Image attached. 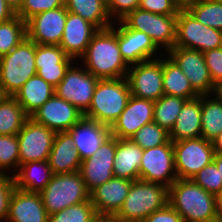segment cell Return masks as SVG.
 Segmentation results:
<instances>
[{
    "label": "cell",
    "mask_w": 222,
    "mask_h": 222,
    "mask_svg": "<svg viewBox=\"0 0 222 222\" xmlns=\"http://www.w3.org/2000/svg\"><path fill=\"white\" fill-rule=\"evenodd\" d=\"M78 62L98 79L126 78L129 66L121 56L118 32L98 30Z\"/></svg>",
    "instance_id": "1"
},
{
    "label": "cell",
    "mask_w": 222,
    "mask_h": 222,
    "mask_svg": "<svg viewBox=\"0 0 222 222\" xmlns=\"http://www.w3.org/2000/svg\"><path fill=\"white\" fill-rule=\"evenodd\" d=\"M169 205L184 222H217L215 195L208 193L192 179H177L169 187Z\"/></svg>",
    "instance_id": "2"
},
{
    "label": "cell",
    "mask_w": 222,
    "mask_h": 222,
    "mask_svg": "<svg viewBox=\"0 0 222 222\" xmlns=\"http://www.w3.org/2000/svg\"><path fill=\"white\" fill-rule=\"evenodd\" d=\"M131 97L127 78L99 79L85 119L110 127Z\"/></svg>",
    "instance_id": "3"
},
{
    "label": "cell",
    "mask_w": 222,
    "mask_h": 222,
    "mask_svg": "<svg viewBox=\"0 0 222 222\" xmlns=\"http://www.w3.org/2000/svg\"><path fill=\"white\" fill-rule=\"evenodd\" d=\"M169 204V188L143 180L133 181L115 222H141Z\"/></svg>",
    "instance_id": "4"
},
{
    "label": "cell",
    "mask_w": 222,
    "mask_h": 222,
    "mask_svg": "<svg viewBox=\"0 0 222 222\" xmlns=\"http://www.w3.org/2000/svg\"><path fill=\"white\" fill-rule=\"evenodd\" d=\"M35 42L24 38L10 53L0 57V85L5 96H14L36 74Z\"/></svg>",
    "instance_id": "5"
},
{
    "label": "cell",
    "mask_w": 222,
    "mask_h": 222,
    "mask_svg": "<svg viewBox=\"0 0 222 222\" xmlns=\"http://www.w3.org/2000/svg\"><path fill=\"white\" fill-rule=\"evenodd\" d=\"M40 195L49 215L90 200V192L79 171L53 174Z\"/></svg>",
    "instance_id": "6"
},
{
    "label": "cell",
    "mask_w": 222,
    "mask_h": 222,
    "mask_svg": "<svg viewBox=\"0 0 222 222\" xmlns=\"http://www.w3.org/2000/svg\"><path fill=\"white\" fill-rule=\"evenodd\" d=\"M120 21L127 28L146 33L164 53L175 45L177 15L154 14L137 8Z\"/></svg>",
    "instance_id": "7"
},
{
    "label": "cell",
    "mask_w": 222,
    "mask_h": 222,
    "mask_svg": "<svg viewBox=\"0 0 222 222\" xmlns=\"http://www.w3.org/2000/svg\"><path fill=\"white\" fill-rule=\"evenodd\" d=\"M177 47L206 52L222 47V31L200 23L185 7L177 14Z\"/></svg>",
    "instance_id": "8"
},
{
    "label": "cell",
    "mask_w": 222,
    "mask_h": 222,
    "mask_svg": "<svg viewBox=\"0 0 222 222\" xmlns=\"http://www.w3.org/2000/svg\"><path fill=\"white\" fill-rule=\"evenodd\" d=\"M98 80L78 61H75L55 87V94L84 114L89 109Z\"/></svg>",
    "instance_id": "9"
},
{
    "label": "cell",
    "mask_w": 222,
    "mask_h": 222,
    "mask_svg": "<svg viewBox=\"0 0 222 222\" xmlns=\"http://www.w3.org/2000/svg\"><path fill=\"white\" fill-rule=\"evenodd\" d=\"M177 179H191L214 160L211 141L202 137L172 142Z\"/></svg>",
    "instance_id": "10"
},
{
    "label": "cell",
    "mask_w": 222,
    "mask_h": 222,
    "mask_svg": "<svg viewBox=\"0 0 222 222\" xmlns=\"http://www.w3.org/2000/svg\"><path fill=\"white\" fill-rule=\"evenodd\" d=\"M139 179L170 187L177 180L172 141L143 150Z\"/></svg>",
    "instance_id": "11"
},
{
    "label": "cell",
    "mask_w": 222,
    "mask_h": 222,
    "mask_svg": "<svg viewBox=\"0 0 222 222\" xmlns=\"http://www.w3.org/2000/svg\"><path fill=\"white\" fill-rule=\"evenodd\" d=\"M126 78L132 96L157 101L164 95L162 56L129 66Z\"/></svg>",
    "instance_id": "12"
},
{
    "label": "cell",
    "mask_w": 222,
    "mask_h": 222,
    "mask_svg": "<svg viewBox=\"0 0 222 222\" xmlns=\"http://www.w3.org/2000/svg\"><path fill=\"white\" fill-rule=\"evenodd\" d=\"M55 134L29 117L17 134L20 165L30 161L48 160Z\"/></svg>",
    "instance_id": "13"
},
{
    "label": "cell",
    "mask_w": 222,
    "mask_h": 222,
    "mask_svg": "<svg viewBox=\"0 0 222 222\" xmlns=\"http://www.w3.org/2000/svg\"><path fill=\"white\" fill-rule=\"evenodd\" d=\"M166 54L177 63L199 96L214 93L215 85L205 63L203 52L174 46Z\"/></svg>",
    "instance_id": "14"
},
{
    "label": "cell",
    "mask_w": 222,
    "mask_h": 222,
    "mask_svg": "<svg viewBox=\"0 0 222 222\" xmlns=\"http://www.w3.org/2000/svg\"><path fill=\"white\" fill-rule=\"evenodd\" d=\"M112 27L118 32L120 53L128 66L156 59L164 54L146 33L127 28L121 21L114 22Z\"/></svg>",
    "instance_id": "15"
},
{
    "label": "cell",
    "mask_w": 222,
    "mask_h": 222,
    "mask_svg": "<svg viewBox=\"0 0 222 222\" xmlns=\"http://www.w3.org/2000/svg\"><path fill=\"white\" fill-rule=\"evenodd\" d=\"M116 152V137L109 135L96 155L82 160L80 174L89 192L114 177L113 165Z\"/></svg>",
    "instance_id": "16"
},
{
    "label": "cell",
    "mask_w": 222,
    "mask_h": 222,
    "mask_svg": "<svg viewBox=\"0 0 222 222\" xmlns=\"http://www.w3.org/2000/svg\"><path fill=\"white\" fill-rule=\"evenodd\" d=\"M30 118L59 133L69 131L84 115L74 105L54 94Z\"/></svg>",
    "instance_id": "17"
},
{
    "label": "cell",
    "mask_w": 222,
    "mask_h": 222,
    "mask_svg": "<svg viewBox=\"0 0 222 222\" xmlns=\"http://www.w3.org/2000/svg\"><path fill=\"white\" fill-rule=\"evenodd\" d=\"M66 18L65 6L34 15L26 21V37L36 44L59 46Z\"/></svg>",
    "instance_id": "18"
},
{
    "label": "cell",
    "mask_w": 222,
    "mask_h": 222,
    "mask_svg": "<svg viewBox=\"0 0 222 222\" xmlns=\"http://www.w3.org/2000/svg\"><path fill=\"white\" fill-rule=\"evenodd\" d=\"M154 101L130 97L120 116L109 127L110 135L119 139H130L142 126L153 122Z\"/></svg>",
    "instance_id": "19"
},
{
    "label": "cell",
    "mask_w": 222,
    "mask_h": 222,
    "mask_svg": "<svg viewBox=\"0 0 222 222\" xmlns=\"http://www.w3.org/2000/svg\"><path fill=\"white\" fill-rule=\"evenodd\" d=\"M73 63L75 60L69 57L60 46L35 43L36 74L53 87L62 81Z\"/></svg>",
    "instance_id": "20"
},
{
    "label": "cell",
    "mask_w": 222,
    "mask_h": 222,
    "mask_svg": "<svg viewBox=\"0 0 222 222\" xmlns=\"http://www.w3.org/2000/svg\"><path fill=\"white\" fill-rule=\"evenodd\" d=\"M133 181L112 177L90 192L96 214L115 216L121 209Z\"/></svg>",
    "instance_id": "21"
},
{
    "label": "cell",
    "mask_w": 222,
    "mask_h": 222,
    "mask_svg": "<svg viewBox=\"0 0 222 222\" xmlns=\"http://www.w3.org/2000/svg\"><path fill=\"white\" fill-rule=\"evenodd\" d=\"M97 31L93 24L67 11L64 33L59 46L69 57L78 61Z\"/></svg>",
    "instance_id": "22"
},
{
    "label": "cell",
    "mask_w": 222,
    "mask_h": 222,
    "mask_svg": "<svg viewBox=\"0 0 222 222\" xmlns=\"http://www.w3.org/2000/svg\"><path fill=\"white\" fill-rule=\"evenodd\" d=\"M48 219L40 193L13 190L6 222H48Z\"/></svg>",
    "instance_id": "23"
},
{
    "label": "cell",
    "mask_w": 222,
    "mask_h": 222,
    "mask_svg": "<svg viewBox=\"0 0 222 222\" xmlns=\"http://www.w3.org/2000/svg\"><path fill=\"white\" fill-rule=\"evenodd\" d=\"M82 159L75 149L71 134L59 132L55 134L48 163L53 174L74 173L80 170Z\"/></svg>",
    "instance_id": "24"
},
{
    "label": "cell",
    "mask_w": 222,
    "mask_h": 222,
    "mask_svg": "<svg viewBox=\"0 0 222 222\" xmlns=\"http://www.w3.org/2000/svg\"><path fill=\"white\" fill-rule=\"evenodd\" d=\"M81 159L96 155L103 141L110 135L109 127L83 118L68 131Z\"/></svg>",
    "instance_id": "25"
},
{
    "label": "cell",
    "mask_w": 222,
    "mask_h": 222,
    "mask_svg": "<svg viewBox=\"0 0 222 222\" xmlns=\"http://www.w3.org/2000/svg\"><path fill=\"white\" fill-rule=\"evenodd\" d=\"M201 95L187 100L181 108L177 120L169 132L172 142L201 137Z\"/></svg>",
    "instance_id": "26"
},
{
    "label": "cell",
    "mask_w": 222,
    "mask_h": 222,
    "mask_svg": "<svg viewBox=\"0 0 222 222\" xmlns=\"http://www.w3.org/2000/svg\"><path fill=\"white\" fill-rule=\"evenodd\" d=\"M143 150L130 139L116 138V152L113 165L114 177L130 181L139 180V167Z\"/></svg>",
    "instance_id": "27"
},
{
    "label": "cell",
    "mask_w": 222,
    "mask_h": 222,
    "mask_svg": "<svg viewBox=\"0 0 222 222\" xmlns=\"http://www.w3.org/2000/svg\"><path fill=\"white\" fill-rule=\"evenodd\" d=\"M53 176L48 160L21 164L13 175L15 188L40 193Z\"/></svg>",
    "instance_id": "28"
},
{
    "label": "cell",
    "mask_w": 222,
    "mask_h": 222,
    "mask_svg": "<svg viewBox=\"0 0 222 222\" xmlns=\"http://www.w3.org/2000/svg\"><path fill=\"white\" fill-rule=\"evenodd\" d=\"M55 94V87L35 74L13 96L30 117Z\"/></svg>",
    "instance_id": "29"
},
{
    "label": "cell",
    "mask_w": 222,
    "mask_h": 222,
    "mask_svg": "<svg viewBox=\"0 0 222 222\" xmlns=\"http://www.w3.org/2000/svg\"><path fill=\"white\" fill-rule=\"evenodd\" d=\"M164 95L176 96L187 100L198 98L189 79L180 67L166 53L162 55Z\"/></svg>",
    "instance_id": "30"
},
{
    "label": "cell",
    "mask_w": 222,
    "mask_h": 222,
    "mask_svg": "<svg viewBox=\"0 0 222 222\" xmlns=\"http://www.w3.org/2000/svg\"><path fill=\"white\" fill-rule=\"evenodd\" d=\"M65 8L81 16L98 30L110 28L114 23L107 11V0H65Z\"/></svg>",
    "instance_id": "31"
},
{
    "label": "cell",
    "mask_w": 222,
    "mask_h": 222,
    "mask_svg": "<svg viewBox=\"0 0 222 222\" xmlns=\"http://www.w3.org/2000/svg\"><path fill=\"white\" fill-rule=\"evenodd\" d=\"M201 137L213 141L222 131V102L214 95H201Z\"/></svg>",
    "instance_id": "32"
},
{
    "label": "cell",
    "mask_w": 222,
    "mask_h": 222,
    "mask_svg": "<svg viewBox=\"0 0 222 222\" xmlns=\"http://www.w3.org/2000/svg\"><path fill=\"white\" fill-rule=\"evenodd\" d=\"M29 116L13 96L0 101V135H17Z\"/></svg>",
    "instance_id": "33"
},
{
    "label": "cell",
    "mask_w": 222,
    "mask_h": 222,
    "mask_svg": "<svg viewBox=\"0 0 222 222\" xmlns=\"http://www.w3.org/2000/svg\"><path fill=\"white\" fill-rule=\"evenodd\" d=\"M184 7L203 25L222 31V1L194 0Z\"/></svg>",
    "instance_id": "34"
},
{
    "label": "cell",
    "mask_w": 222,
    "mask_h": 222,
    "mask_svg": "<svg viewBox=\"0 0 222 222\" xmlns=\"http://www.w3.org/2000/svg\"><path fill=\"white\" fill-rule=\"evenodd\" d=\"M187 101L176 96L163 95L154 101V119L160 127L170 132L173 128L182 106Z\"/></svg>",
    "instance_id": "35"
},
{
    "label": "cell",
    "mask_w": 222,
    "mask_h": 222,
    "mask_svg": "<svg viewBox=\"0 0 222 222\" xmlns=\"http://www.w3.org/2000/svg\"><path fill=\"white\" fill-rule=\"evenodd\" d=\"M26 38V22L17 14L0 23V57L10 53Z\"/></svg>",
    "instance_id": "36"
},
{
    "label": "cell",
    "mask_w": 222,
    "mask_h": 222,
    "mask_svg": "<svg viewBox=\"0 0 222 222\" xmlns=\"http://www.w3.org/2000/svg\"><path fill=\"white\" fill-rule=\"evenodd\" d=\"M19 166L17 135H0V175L13 176Z\"/></svg>",
    "instance_id": "37"
},
{
    "label": "cell",
    "mask_w": 222,
    "mask_h": 222,
    "mask_svg": "<svg viewBox=\"0 0 222 222\" xmlns=\"http://www.w3.org/2000/svg\"><path fill=\"white\" fill-rule=\"evenodd\" d=\"M130 140L145 150L165 144L169 140V132L153 121L142 126Z\"/></svg>",
    "instance_id": "38"
},
{
    "label": "cell",
    "mask_w": 222,
    "mask_h": 222,
    "mask_svg": "<svg viewBox=\"0 0 222 222\" xmlns=\"http://www.w3.org/2000/svg\"><path fill=\"white\" fill-rule=\"evenodd\" d=\"M95 214L89 200L49 215L48 222H89Z\"/></svg>",
    "instance_id": "39"
},
{
    "label": "cell",
    "mask_w": 222,
    "mask_h": 222,
    "mask_svg": "<svg viewBox=\"0 0 222 222\" xmlns=\"http://www.w3.org/2000/svg\"><path fill=\"white\" fill-rule=\"evenodd\" d=\"M191 179L205 191L213 195H216L222 188V176L214 162L206 165Z\"/></svg>",
    "instance_id": "40"
},
{
    "label": "cell",
    "mask_w": 222,
    "mask_h": 222,
    "mask_svg": "<svg viewBox=\"0 0 222 222\" xmlns=\"http://www.w3.org/2000/svg\"><path fill=\"white\" fill-rule=\"evenodd\" d=\"M65 6V0H25L16 13L25 22L39 13Z\"/></svg>",
    "instance_id": "41"
},
{
    "label": "cell",
    "mask_w": 222,
    "mask_h": 222,
    "mask_svg": "<svg viewBox=\"0 0 222 222\" xmlns=\"http://www.w3.org/2000/svg\"><path fill=\"white\" fill-rule=\"evenodd\" d=\"M139 9L160 15H177L182 8L177 0H139Z\"/></svg>",
    "instance_id": "42"
},
{
    "label": "cell",
    "mask_w": 222,
    "mask_h": 222,
    "mask_svg": "<svg viewBox=\"0 0 222 222\" xmlns=\"http://www.w3.org/2000/svg\"><path fill=\"white\" fill-rule=\"evenodd\" d=\"M214 85L222 82V47L203 52Z\"/></svg>",
    "instance_id": "43"
},
{
    "label": "cell",
    "mask_w": 222,
    "mask_h": 222,
    "mask_svg": "<svg viewBox=\"0 0 222 222\" xmlns=\"http://www.w3.org/2000/svg\"><path fill=\"white\" fill-rule=\"evenodd\" d=\"M139 0H107V11L113 22L120 21L138 8Z\"/></svg>",
    "instance_id": "44"
},
{
    "label": "cell",
    "mask_w": 222,
    "mask_h": 222,
    "mask_svg": "<svg viewBox=\"0 0 222 222\" xmlns=\"http://www.w3.org/2000/svg\"><path fill=\"white\" fill-rule=\"evenodd\" d=\"M14 189L13 176L0 175V222H6L9 200Z\"/></svg>",
    "instance_id": "45"
},
{
    "label": "cell",
    "mask_w": 222,
    "mask_h": 222,
    "mask_svg": "<svg viewBox=\"0 0 222 222\" xmlns=\"http://www.w3.org/2000/svg\"><path fill=\"white\" fill-rule=\"evenodd\" d=\"M141 222H184L182 217L168 204L165 208L155 211Z\"/></svg>",
    "instance_id": "46"
},
{
    "label": "cell",
    "mask_w": 222,
    "mask_h": 222,
    "mask_svg": "<svg viewBox=\"0 0 222 222\" xmlns=\"http://www.w3.org/2000/svg\"><path fill=\"white\" fill-rule=\"evenodd\" d=\"M15 15L16 13L5 2V0H0V23L9 20Z\"/></svg>",
    "instance_id": "47"
},
{
    "label": "cell",
    "mask_w": 222,
    "mask_h": 222,
    "mask_svg": "<svg viewBox=\"0 0 222 222\" xmlns=\"http://www.w3.org/2000/svg\"><path fill=\"white\" fill-rule=\"evenodd\" d=\"M89 222H115L111 215L95 214Z\"/></svg>",
    "instance_id": "48"
},
{
    "label": "cell",
    "mask_w": 222,
    "mask_h": 222,
    "mask_svg": "<svg viewBox=\"0 0 222 222\" xmlns=\"http://www.w3.org/2000/svg\"><path fill=\"white\" fill-rule=\"evenodd\" d=\"M24 1L25 0H5V2L11 7V9L15 13H17L21 9Z\"/></svg>",
    "instance_id": "49"
},
{
    "label": "cell",
    "mask_w": 222,
    "mask_h": 222,
    "mask_svg": "<svg viewBox=\"0 0 222 222\" xmlns=\"http://www.w3.org/2000/svg\"><path fill=\"white\" fill-rule=\"evenodd\" d=\"M215 153H222V131L220 134L212 141Z\"/></svg>",
    "instance_id": "50"
},
{
    "label": "cell",
    "mask_w": 222,
    "mask_h": 222,
    "mask_svg": "<svg viewBox=\"0 0 222 222\" xmlns=\"http://www.w3.org/2000/svg\"><path fill=\"white\" fill-rule=\"evenodd\" d=\"M213 162L216 164V167L222 176V153H215Z\"/></svg>",
    "instance_id": "51"
},
{
    "label": "cell",
    "mask_w": 222,
    "mask_h": 222,
    "mask_svg": "<svg viewBox=\"0 0 222 222\" xmlns=\"http://www.w3.org/2000/svg\"><path fill=\"white\" fill-rule=\"evenodd\" d=\"M215 197H216L217 213H222V188L215 195Z\"/></svg>",
    "instance_id": "52"
},
{
    "label": "cell",
    "mask_w": 222,
    "mask_h": 222,
    "mask_svg": "<svg viewBox=\"0 0 222 222\" xmlns=\"http://www.w3.org/2000/svg\"><path fill=\"white\" fill-rule=\"evenodd\" d=\"M213 94L222 102V82L215 85Z\"/></svg>",
    "instance_id": "53"
},
{
    "label": "cell",
    "mask_w": 222,
    "mask_h": 222,
    "mask_svg": "<svg viewBox=\"0 0 222 222\" xmlns=\"http://www.w3.org/2000/svg\"><path fill=\"white\" fill-rule=\"evenodd\" d=\"M182 7H184L187 3L194 1V0H177Z\"/></svg>",
    "instance_id": "54"
},
{
    "label": "cell",
    "mask_w": 222,
    "mask_h": 222,
    "mask_svg": "<svg viewBox=\"0 0 222 222\" xmlns=\"http://www.w3.org/2000/svg\"><path fill=\"white\" fill-rule=\"evenodd\" d=\"M4 96L5 95L3 94L2 89H1V85H0V101L3 99Z\"/></svg>",
    "instance_id": "55"
},
{
    "label": "cell",
    "mask_w": 222,
    "mask_h": 222,
    "mask_svg": "<svg viewBox=\"0 0 222 222\" xmlns=\"http://www.w3.org/2000/svg\"><path fill=\"white\" fill-rule=\"evenodd\" d=\"M217 222H222V213H218V221Z\"/></svg>",
    "instance_id": "56"
}]
</instances>
